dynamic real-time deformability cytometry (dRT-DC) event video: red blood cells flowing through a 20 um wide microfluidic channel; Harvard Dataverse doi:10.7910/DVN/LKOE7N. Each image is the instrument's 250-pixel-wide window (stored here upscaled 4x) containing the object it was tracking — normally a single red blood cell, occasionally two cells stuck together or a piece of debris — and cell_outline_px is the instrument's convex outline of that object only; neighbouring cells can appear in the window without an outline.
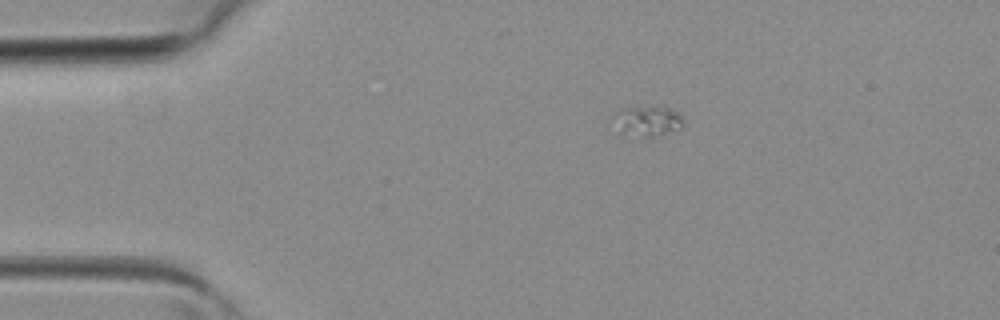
{"species": "common noctule bat (a hibernating species)", "species_latin": "Nyctalus noctula", "temperature_condition": "room temperature", "stored_images_in_passage": 3, "camera_frame_rate_fps": 3000, "um_per_image_px": 0.085, "animal": {"sex": "female", "body_mass_g": 19.3, "forearm_length_mm": 54.1}, "frame": {"image": 1, "passage_image": 3, "time_ms": 0.667, "image_size_px": [1000, 320], "cell_outline_px": [[684, 120], [680, 128], [652, 136], [620, 132], [608, 120], [620, 108], [668, 108], [676, 112]], "centroid_in_image_um": [54.92, 10.27], "position_along_channel_um": 30.1, "area_um2": 11.79}}